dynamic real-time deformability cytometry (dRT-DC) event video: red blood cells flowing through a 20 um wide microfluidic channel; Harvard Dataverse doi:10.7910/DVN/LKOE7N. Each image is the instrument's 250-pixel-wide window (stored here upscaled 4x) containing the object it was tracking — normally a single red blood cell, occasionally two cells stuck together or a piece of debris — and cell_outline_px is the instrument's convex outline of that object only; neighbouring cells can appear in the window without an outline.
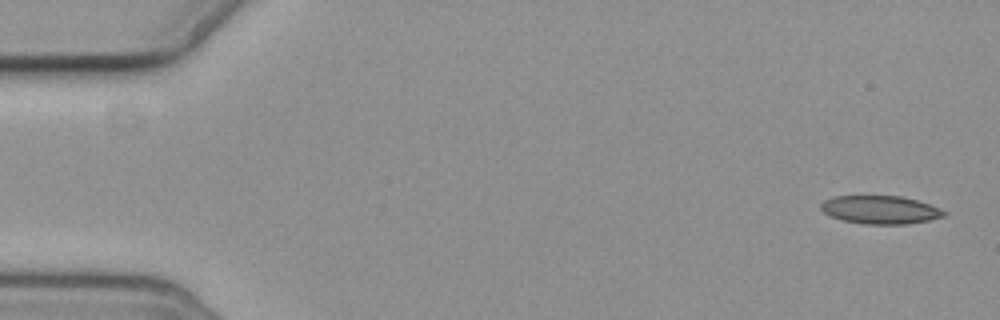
{"species": "common noctule bat (a hibernating species)", "species_latin": "Nyctalus noctula", "temperature_condition": "cold", "stored_images_in_passage": 11, "camera_frame_rate_fps": 3000, "um_per_image_px": 0.085, "animal": {"sex": "female", "body_mass_g": 19.3, "forearm_length_mm": 54.1}, "frame": {"image": 1, "passage_image": 1, "time_ms": 0.0, "image_size_px": [1000, 320], "cell_outline_px": [[948, 216], [908, 224], [864, 224], [844, 220], [832, 216], [824, 212], [820, 208], [820, 204], [824, 200], [836, 196], [900, 196], [916, 200], [940, 208], [948, 212]], "centroid_in_image_um": [74.87, 17.83], "position_along_channel_um": 10.1, "area_um2": 20.17}}
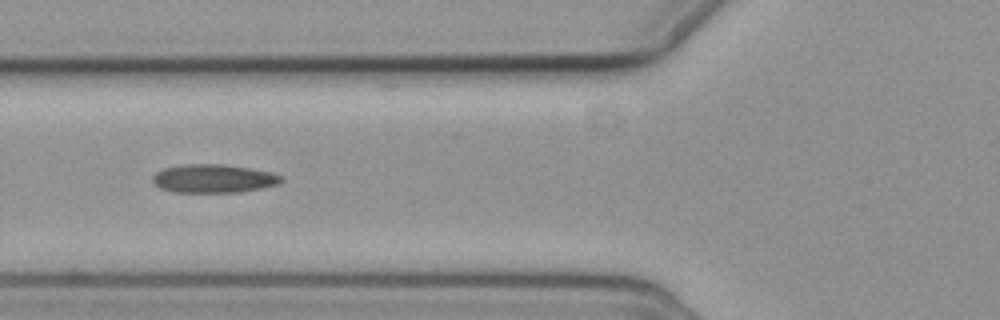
{"frame": {"image": 2, "passage_image": 6, "time_ms": 6.667, "image_size_px": [1000, 320], "cell_outline_px": [[284, 180], [280, 184], [240, 192], [172, 192], [160, 188], [152, 180], [152, 176], [156, 172], [164, 168], [180, 164], [224, 164], [272, 172], [284, 176]], "centroid_in_image_um": [18.17, 15.17], "position_along_channel_um": 107.6, "area_um2": 21.5}}
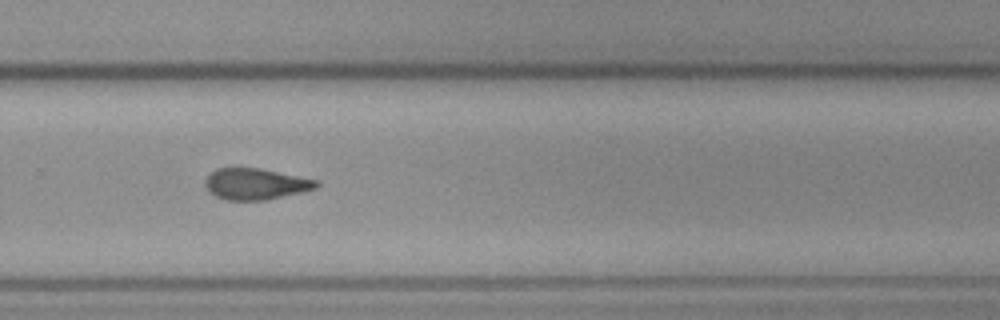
{"frame": {"image": 3, "passage_image": 11, "time_ms": 12.333, "image_size_px": [1000, 320], "cell_outline_px": [[320, 184], [316, 188], [304, 192], [268, 200], [224, 200], [216, 196], [204, 184], [204, 180], [216, 168], [260, 168], [316, 180]], "centroid_in_image_um": [21.74, 15.65], "position_along_channel_um": 308.1, "area_um2": 20.17}}